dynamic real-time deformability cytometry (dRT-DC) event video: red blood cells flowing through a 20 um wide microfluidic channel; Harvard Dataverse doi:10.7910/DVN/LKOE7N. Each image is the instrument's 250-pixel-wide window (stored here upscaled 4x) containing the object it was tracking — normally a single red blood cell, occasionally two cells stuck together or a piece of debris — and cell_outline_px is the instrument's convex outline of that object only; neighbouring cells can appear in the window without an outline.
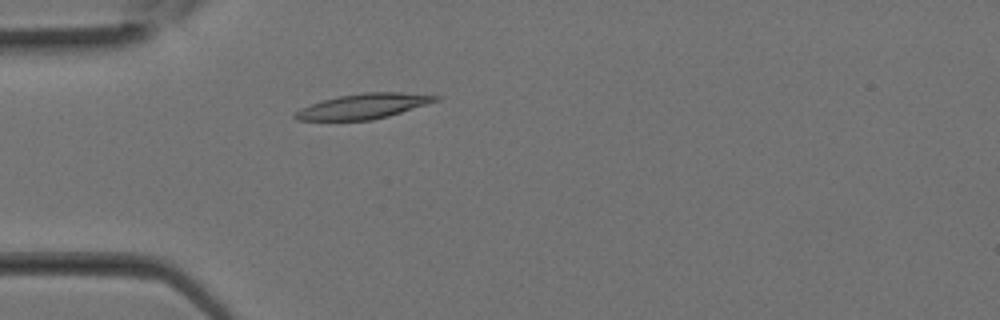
{"species": "Egyptian fruit bat (a non-hibernating species)", "species_latin": "Rousettus aegyptiacus", "temperature_condition": "room temperature", "stored_images_in_passage": 11, "camera_frame_rate_fps": 3000, "um_per_image_px": 0.085, "animal": {"sex": "female"}, "frame": {"image": 1, "passage_image": 7, "time_ms": 2.0, "image_size_px": [1000, 320], "cell_outline_px": [[440, 100], [428, 104], [388, 116], [372, 120], [296, 120], [292, 116], [300, 108], [324, 100], [340, 96], [364, 92], [400, 92], [440, 96]], "centroid_in_image_um": [30.91, 9.03], "position_along_channel_um": 54.1, "area_um2": 20.35}}
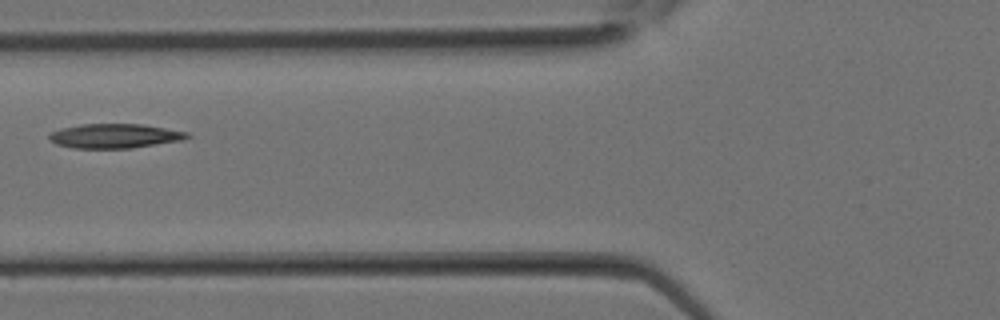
{"frame": {"image": 2, "passage_image": 10, "time_ms": 3.0, "image_size_px": [1000, 320], "cell_outline_px": [[192, 136], [180, 140], [132, 148], [72, 148], [56, 144], [48, 140], [48, 136], [52, 132], [64, 128], [80, 124], [144, 124], [188, 132]], "centroid_in_image_um": [9.74, 11.55], "position_along_channel_um": 116.1, "area_um2": 19.54}}